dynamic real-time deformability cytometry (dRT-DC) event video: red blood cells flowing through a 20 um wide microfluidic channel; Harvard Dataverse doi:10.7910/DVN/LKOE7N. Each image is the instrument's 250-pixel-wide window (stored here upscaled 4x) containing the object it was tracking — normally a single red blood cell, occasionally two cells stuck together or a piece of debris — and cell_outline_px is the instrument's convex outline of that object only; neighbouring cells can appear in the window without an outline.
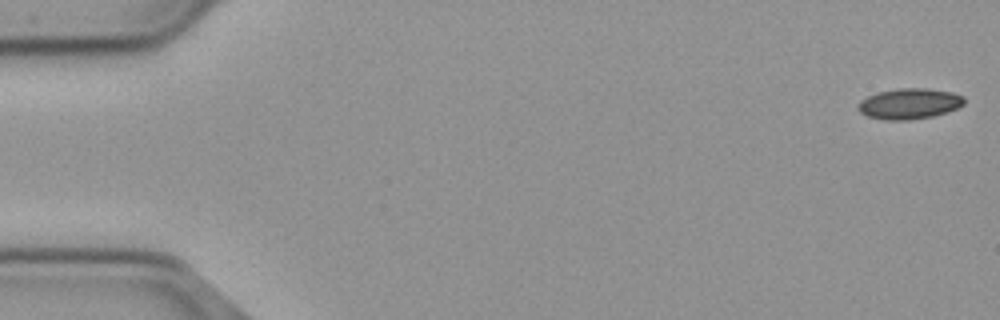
{"species": "common noctule bat (a hibernating species)", "species_latin": "Nyctalus noctula", "temperature_condition": "cold", "stored_images_in_passage": 56, "camera_frame_rate_fps": 3000, "um_per_image_px": 0.085, "animal": {"sex": "male", "body_mass_g": 23.1, "forearm_length_mm": 52.7}, "frame": {"image": 1, "passage_image": 1, "time_ms": 0.0, "image_size_px": [1000, 320], "cell_outline_px": [[964, 104], [956, 108], [932, 116], [908, 120], [884, 120], [868, 116], [860, 112], [856, 108], [860, 100], [876, 92], [896, 88], [928, 88], [952, 92], [964, 96]], "centroid_in_image_um": [77.26, 8.8], "position_along_channel_um": 7.7, "area_um2": 19.02}}
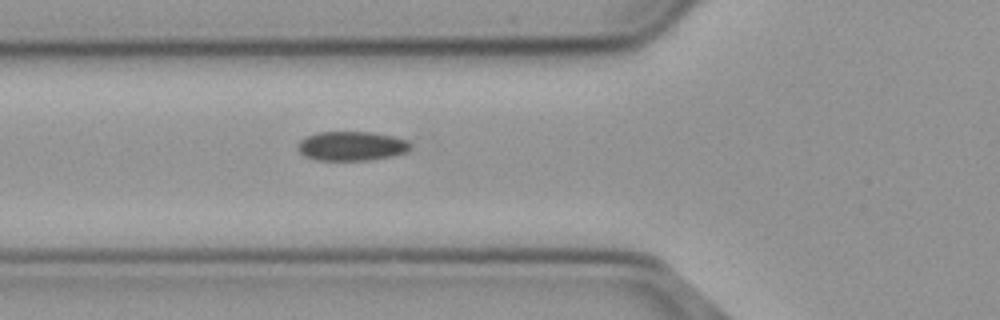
{"frame": {"image": 2, "passage_image": 20, "time_ms": 6.333, "image_size_px": [1000, 320], "cell_outline_px": [[412, 144], [408, 152], [392, 156], [368, 160], [316, 160], [304, 156], [296, 148], [296, 144], [300, 140], [308, 136], [320, 132], [372, 132], [396, 136], [408, 140]], "centroid_in_image_um": [29.91, 12.41], "position_along_channel_um": 95.9, "area_um2": 19.48}}
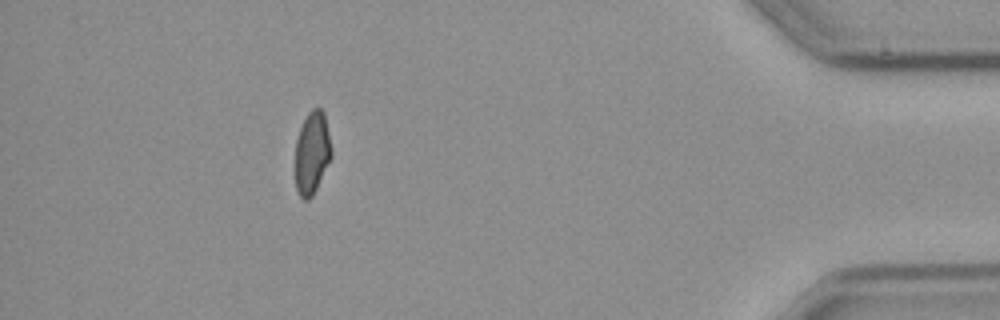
{"frame": {"image": 3, "passage_image": 50, "time_ms": 16.333, "image_size_px": [1000, 320], "cell_outline_px": [[332, 156], [312, 196], [308, 200], [304, 200], [300, 196], [296, 188], [296, 140], [300, 128], [308, 112], [312, 108], [320, 108], [324, 112], [332, 148]], "centroid_in_image_um": [26.53, 12.97], "position_along_channel_um": 408.7, "area_um2": 17.28}, "authors_computed_cell_mechanics": {"area_um2": 18.9873, "velocity_mm_per_s": 3.6914, "shape_relaxation_time_tau1_ms": null, "shape_relaxation_time_tau2_ms": 8.6947, "deformation_change_tau1": null, "deformation_change_tau2": 0.1134}}